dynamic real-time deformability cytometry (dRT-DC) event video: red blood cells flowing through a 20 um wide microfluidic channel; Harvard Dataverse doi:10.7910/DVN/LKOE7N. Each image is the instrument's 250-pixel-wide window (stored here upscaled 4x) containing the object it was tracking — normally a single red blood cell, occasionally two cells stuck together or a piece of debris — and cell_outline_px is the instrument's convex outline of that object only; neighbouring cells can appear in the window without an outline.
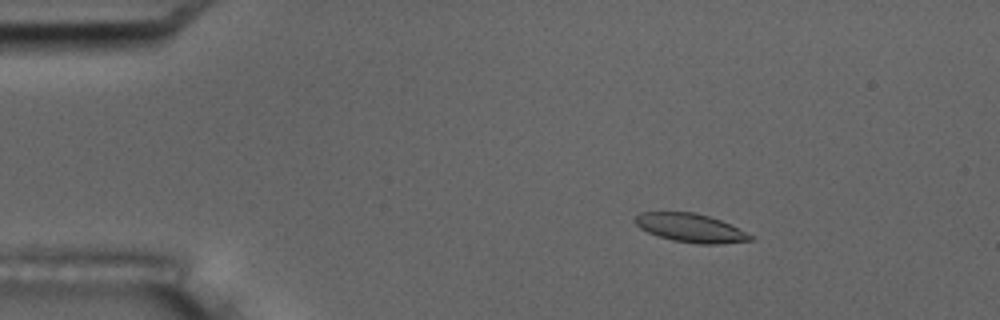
{"species": "common noctule bat (a hibernating species)", "species_latin": "Nyctalus noctula", "temperature_condition": "room temperature", "stored_images_in_passage": 6, "camera_frame_rate_fps": 3000, "um_per_image_px": 0.085, "animal": {"sex": "male", "body_mass_g": 17.5, "forearm_length_mm": 52.3}, "frame": {"image": 1, "passage_image": 3, "time_ms": 2.0, "image_size_px": [1000, 320], "cell_outline_px": [[752, 240], [716, 244], [696, 244], [672, 240], [648, 232], [640, 228], [632, 220], [640, 212], [696, 212], [720, 220], [752, 236]], "centroid_in_image_um": [58.63, 19.36], "position_along_channel_um": 26.4, "area_um2": 18.9}}